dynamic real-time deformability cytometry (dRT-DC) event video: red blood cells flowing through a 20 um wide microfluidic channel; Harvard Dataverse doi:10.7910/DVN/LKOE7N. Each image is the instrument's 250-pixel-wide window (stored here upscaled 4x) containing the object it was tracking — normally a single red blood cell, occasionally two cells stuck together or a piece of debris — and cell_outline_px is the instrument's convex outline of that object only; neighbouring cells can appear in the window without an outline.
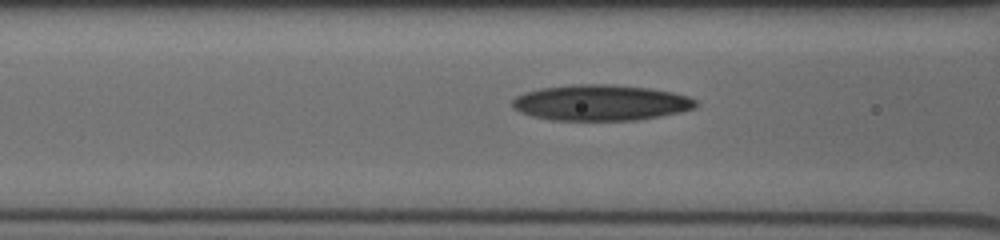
{"species": "human", "species_latin": "Homo sapiens", "temperature_condition": "cold", "stored_images_in_passage": 32, "camera_frame_rate_fps": 3000, "um_per_image_px": 0.085, "donor": {"sex": "male"}, "frame": {"image": 1, "passage_image": 11, "time_ms": 4.0, "image_size_px": [1000, 240], "cell_outline_px": [[696, 104], [692, 108], [680, 112], [636, 120], [552, 120], [532, 116], [520, 112], [512, 108], [512, 100], [516, 96], [524, 92], [540, 88], [572, 84], [612, 84], [652, 88], [672, 92], [688, 96], [696, 100]], "centroid_in_image_um": [51.02, 8.72], "position_along_channel_um": 115.6, "area_um2": 38.38}}
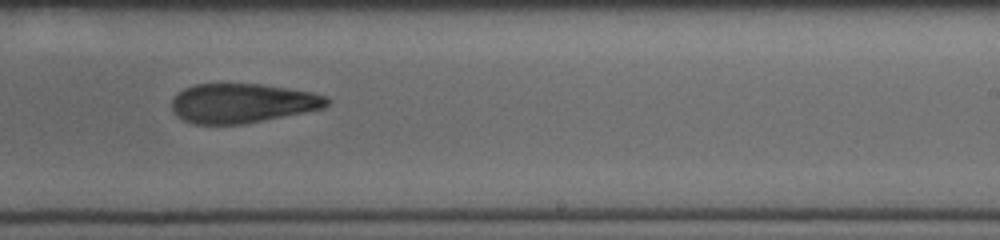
{"frame": {"image": 2, "passage_image": 21, "time_ms": 7.667, "image_size_px": [1000, 240], "cell_outline_px": [[332, 100], [324, 108], [244, 124], [196, 124], [184, 120], [176, 116], [172, 112], [172, 100], [184, 88], [196, 84], [260, 84], [312, 92], [328, 96]], "centroid_in_image_um": [20.61, 8.77], "position_along_channel_um": 268.4, "area_um2": 35.55}}
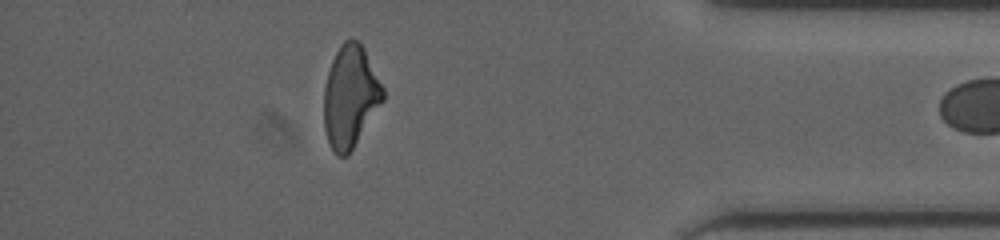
{"frame": {"image": 3, "passage_image": 31, "time_ms": 11.667, "image_size_px": [1000, 240], "cell_outline_px": [[384, 100], [348, 156], [336, 156], [328, 140], [324, 128], [324, 88], [328, 72], [332, 60], [340, 44], [344, 40], [352, 36], [360, 40], [384, 88]], "centroid_in_image_um": [29.78, 8.18], "position_along_channel_um": 405.4, "area_um2": 35.32}}